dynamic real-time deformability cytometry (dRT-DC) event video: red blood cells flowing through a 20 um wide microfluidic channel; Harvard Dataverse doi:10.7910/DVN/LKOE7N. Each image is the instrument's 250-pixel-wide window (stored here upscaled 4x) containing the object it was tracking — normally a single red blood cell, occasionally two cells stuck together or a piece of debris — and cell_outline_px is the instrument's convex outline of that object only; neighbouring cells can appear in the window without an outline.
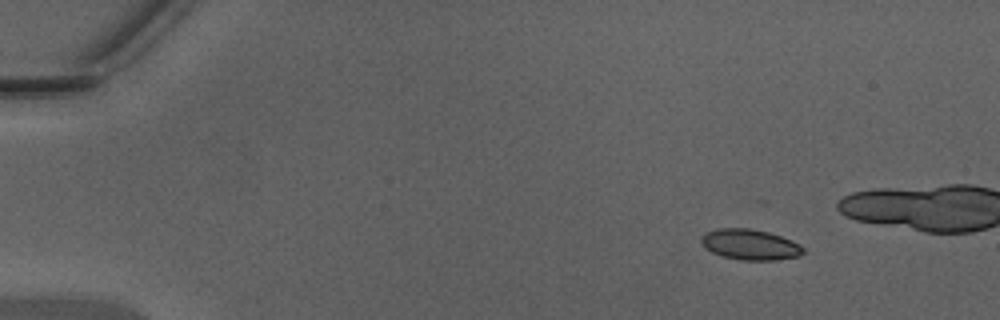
{"species": "Egyptian fruit bat (a non-hibernating species)", "species_latin": "Rousettus aegyptiacus", "temperature_condition": "warm", "stored_images_in_passage": 41, "camera_frame_rate_fps": 3000, "um_per_image_px": 0.085, "animal": {"sex": "male"}, "frame": {"image": 1, "passage_image": 7, "time_ms": 2.0, "image_size_px": [1000, 320], "cell_outline_px": [[804, 252], [800, 256], [776, 260], [744, 260], [724, 256], [712, 252], [704, 248], [700, 240], [704, 232], [720, 228], [748, 228], [768, 232], [792, 240], [800, 244], [804, 248]], "centroid_in_image_um": [63.76, 20.78], "position_along_channel_um": 21.2, "area_um2": 18.21}}
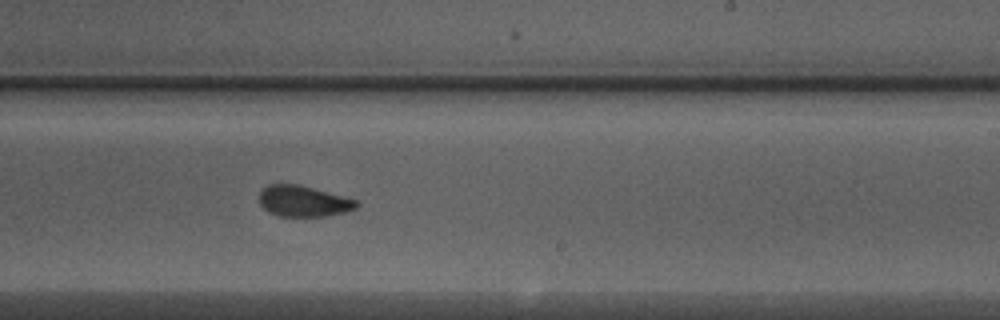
{"frame": {"image": 2, "passage_image": 31, "time_ms": 10.0, "image_size_px": [1000, 320], "cell_outline_px": [[360, 204], [356, 208], [344, 212], [324, 216], [280, 216], [268, 212], [260, 204], [260, 192], [268, 184], [300, 184], [356, 200]], "centroid_in_image_um": [25.78, 17.09], "position_along_channel_um": 263.2, "area_um2": 17.4}}
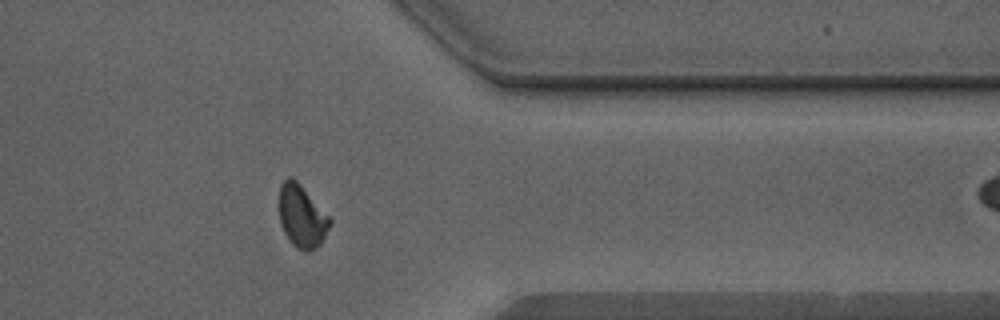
{"frame": {"image": 3, "passage_image": 40, "time_ms": 13.0, "image_size_px": [1000, 320], "cell_outline_px": [[332, 224], [320, 244], [316, 248], [308, 252], [304, 252], [296, 248], [292, 244], [284, 232], [280, 224], [280, 184], [288, 176], [292, 176], [300, 184], [332, 220]], "centroid_in_image_um": [25.66, 18.41], "position_along_channel_um": 385.7, "area_um2": 18.44}}